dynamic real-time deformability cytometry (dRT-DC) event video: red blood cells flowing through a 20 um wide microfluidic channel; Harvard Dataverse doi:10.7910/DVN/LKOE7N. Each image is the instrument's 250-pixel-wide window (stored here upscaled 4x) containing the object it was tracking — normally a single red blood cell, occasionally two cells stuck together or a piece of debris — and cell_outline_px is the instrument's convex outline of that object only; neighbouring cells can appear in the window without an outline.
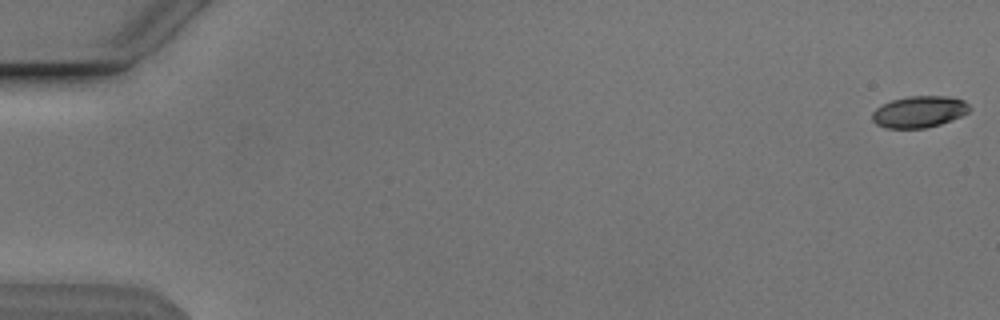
{"species": "Egyptian fruit bat (a non-hibernating species)", "species_latin": "Rousettus aegyptiacus", "temperature_condition": "cold", "stored_images_in_passage": 17, "camera_frame_rate_fps": 3000, "um_per_image_px": 0.085, "animal": {"sex": "male"}, "frame": {"image": 1, "passage_image": 1, "time_ms": 0.0, "image_size_px": [1000, 320], "cell_outline_px": [[972, 108], [968, 112], [952, 120], [940, 124], [924, 128], [888, 128], [876, 124], [872, 120], [872, 112], [876, 108], [892, 100], [908, 96], [948, 96], [964, 100]], "centroid_in_image_um": [78.14, 9.49], "position_along_channel_um": 6.9, "area_um2": 17.86}}
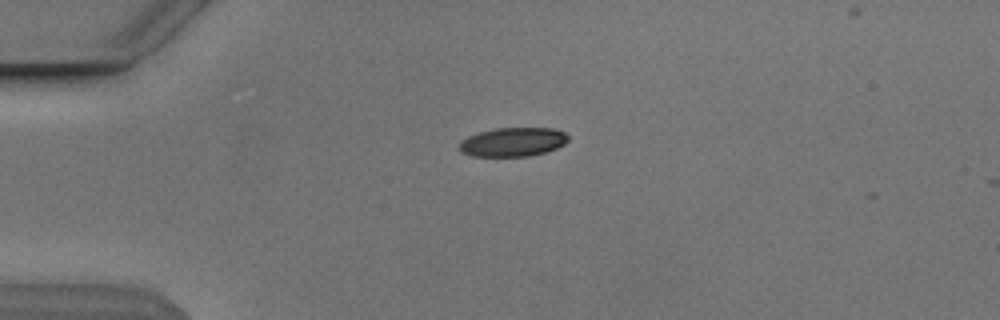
{"frame": {"image": 2, "passage_image": 14, "time_ms": 4.333, "image_size_px": [1000, 320], "cell_outline_px": [[568, 140], [564, 144], [556, 148], [544, 152], [528, 156], [472, 156], [460, 152], [460, 140], [468, 136], [480, 132], [496, 128], [552, 128], [564, 132], [568, 136]], "centroid_in_image_um": [43.58, 12.07], "position_along_channel_um": 41.4, "area_um2": 18.26}}